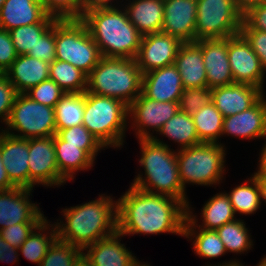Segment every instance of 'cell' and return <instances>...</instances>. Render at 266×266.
<instances>
[{"instance_id": "obj_1", "label": "cell", "mask_w": 266, "mask_h": 266, "mask_svg": "<svg viewBox=\"0 0 266 266\" xmlns=\"http://www.w3.org/2000/svg\"><path fill=\"white\" fill-rule=\"evenodd\" d=\"M117 201V231L134 234L174 233L183 236L187 207L178 199L130 185Z\"/></svg>"}, {"instance_id": "obj_2", "label": "cell", "mask_w": 266, "mask_h": 266, "mask_svg": "<svg viewBox=\"0 0 266 266\" xmlns=\"http://www.w3.org/2000/svg\"><path fill=\"white\" fill-rule=\"evenodd\" d=\"M99 195L82 205L62 210L63 221L55 223L58 239L84 250L117 231V201Z\"/></svg>"}, {"instance_id": "obj_3", "label": "cell", "mask_w": 266, "mask_h": 266, "mask_svg": "<svg viewBox=\"0 0 266 266\" xmlns=\"http://www.w3.org/2000/svg\"><path fill=\"white\" fill-rule=\"evenodd\" d=\"M138 141L141 150L139 163L144 168L145 177L138 174L131 185L149 193L176 198L187 207L189 201L181 185L176 151L157 136Z\"/></svg>"}, {"instance_id": "obj_4", "label": "cell", "mask_w": 266, "mask_h": 266, "mask_svg": "<svg viewBox=\"0 0 266 266\" xmlns=\"http://www.w3.org/2000/svg\"><path fill=\"white\" fill-rule=\"evenodd\" d=\"M81 20L86 24L102 57L135 59L143 35L130 22L124 8L90 10Z\"/></svg>"}, {"instance_id": "obj_5", "label": "cell", "mask_w": 266, "mask_h": 266, "mask_svg": "<svg viewBox=\"0 0 266 266\" xmlns=\"http://www.w3.org/2000/svg\"><path fill=\"white\" fill-rule=\"evenodd\" d=\"M142 72L135 59L102 57L87 76V89L130 105L142 92Z\"/></svg>"}, {"instance_id": "obj_6", "label": "cell", "mask_w": 266, "mask_h": 266, "mask_svg": "<svg viewBox=\"0 0 266 266\" xmlns=\"http://www.w3.org/2000/svg\"><path fill=\"white\" fill-rule=\"evenodd\" d=\"M129 106L123 101L85 91L82 125L108 148L123 146Z\"/></svg>"}, {"instance_id": "obj_7", "label": "cell", "mask_w": 266, "mask_h": 266, "mask_svg": "<svg viewBox=\"0 0 266 266\" xmlns=\"http://www.w3.org/2000/svg\"><path fill=\"white\" fill-rule=\"evenodd\" d=\"M223 144L201 143L189 148L177 149L181 185L198 184L212 186L222 182L225 170V150Z\"/></svg>"}, {"instance_id": "obj_8", "label": "cell", "mask_w": 266, "mask_h": 266, "mask_svg": "<svg viewBox=\"0 0 266 266\" xmlns=\"http://www.w3.org/2000/svg\"><path fill=\"white\" fill-rule=\"evenodd\" d=\"M56 60L68 62L87 75L102 55L81 19L55 21Z\"/></svg>"}, {"instance_id": "obj_9", "label": "cell", "mask_w": 266, "mask_h": 266, "mask_svg": "<svg viewBox=\"0 0 266 266\" xmlns=\"http://www.w3.org/2000/svg\"><path fill=\"white\" fill-rule=\"evenodd\" d=\"M196 9L195 42L240 33L243 14L232 0H197Z\"/></svg>"}, {"instance_id": "obj_10", "label": "cell", "mask_w": 266, "mask_h": 266, "mask_svg": "<svg viewBox=\"0 0 266 266\" xmlns=\"http://www.w3.org/2000/svg\"><path fill=\"white\" fill-rule=\"evenodd\" d=\"M6 125L7 128L3 131L20 138L54 136L56 134L55 111L52 107L32 100L25 93H18ZM11 130L17 131L18 134Z\"/></svg>"}, {"instance_id": "obj_11", "label": "cell", "mask_w": 266, "mask_h": 266, "mask_svg": "<svg viewBox=\"0 0 266 266\" xmlns=\"http://www.w3.org/2000/svg\"><path fill=\"white\" fill-rule=\"evenodd\" d=\"M178 111L179 102H157L141 92L129 105L128 116H131V127L137 130L136 137L140 140L153 138L154 131L159 132Z\"/></svg>"}, {"instance_id": "obj_12", "label": "cell", "mask_w": 266, "mask_h": 266, "mask_svg": "<svg viewBox=\"0 0 266 266\" xmlns=\"http://www.w3.org/2000/svg\"><path fill=\"white\" fill-rule=\"evenodd\" d=\"M29 189L36 184L61 186L66 180L59 174L54 136L29 139Z\"/></svg>"}, {"instance_id": "obj_13", "label": "cell", "mask_w": 266, "mask_h": 266, "mask_svg": "<svg viewBox=\"0 0 266 266\" xmlns=\"http://www.w3.org/2000/svg\"><path fill=\"white\" fill-rule=\"evenodd\" d=\"M228 60L234 83L252 85L264 90L266 71L259 57L240 33L228 38Z\"/></svg>"}, {"instance_id": "obj_14", "label": "cell", "mask_w": 266, "mask_h": 266, "mask_svg": "<svg viewBox=\"0 0 266 266\" xmlns=\"http://www.w3.org/2000/svg\"><path fill=\"white\" fill-rule=\"evenodd\" d=\"M181 44L179 39L162 32L144 35L135 57L136 64L142 74L172 65Z\"/></svg>"}, {"instance_id": "obj_15", "label": "cell", "mask_w": 266, "mask_h": 266, "mask_svg": "<svg viewBox=\"0 0 266 266\" xmlns=\"http://www.w3.org/2000/svg\"><path fill=\"white\" fill-rule=\"evenodd\" d=\"M31 192L22 187L0 192V230L20 223H41L46 218L37 203L30 201Z\"/></svg>"}, {"instance_id": "obj_16", "label": "cell", "mask_w": 266, "mask_h": 266, "mask_svg": "<svg viewBox=\"0 0 266 266\" xmlns=\"http://www.w3.org/2000/svg\"><path fill=\"white\" fill-rule=\"evenodd\" d=\"M1 130L0 155L8 178L15 187L29 189V139Z\"/></svg>"}, {"instance_id": "obj_17", "label": "cell", "mask_w": 266, "mask_h": 266, "mask_svg": "<svg viewBox=\"0 0 266 266\" xmlns=\"http://www.w3.org/2000/svg\"><path fill=\"white\" fill-rule=\"evenodd\" d=\"M197 0H164L161 32L182 43L195 42Z\"/></svg>"}, {"instance_id": "obj_18", "label": "cell", "mask_w": 266, "mask_h": 266, "mask_svg": "<svg viewBox=\"0 0 266 266\" xmlns=\"http://www.w3.org/2000/svg\"><path fill=\"white\" fill-rule=\"evenodd\" d=\"M207 75V87L213 89L234 83L228 60V38L200 40Z\"/></svg>"}, {"instance_id": "obj_19", "label": "cell", "mask_w": 266, "mask_h": 266, "mask_svg": "<svg viewBox=\"0 0 266 266\" xmlns=\"http://www.w3.org/2000/svg\"><path fill=\"white\" fill-rule=\"evenodd\" d=\"M183 89L180 73L174 64L142 76V93L157 102H179Z\"/></svg>"}, {"instance_id": "obj_20", "label": "cell", "mask_w": 266, "mask_h": 266, "mask_svg": "<svg viewBox=\"0 0 266 266\" xmlns=\"http://www.w3.org/2000/svg\"><path fill=\"white\" fill-rule=\"evenodd\" d=\"M211 92L212 102L223 117L248 110L265 94L258 87L240 83L215 87Z\"/></svg>"}, {"instance_id": "obj_21", "label": "cell", "mask_w": 266, "mask_h": 266, "mask_svg": "<svg viewBox=\"0 0 266 266\" xmlns=\"http://www.w3.org/2000/svg\"><path fill=\"white\" fill-rule=\"evenodd\" d=\"M242 139H266V99L265 95L251 108L223 118V135Z\"/></svg>"}, {"instance_id": "obj_22", "label": "cell", "mask_w": 266, "mask_h": 266, "mask_svg": "<svg viewBox=\"0 0 266 266\" xmlns=\"http://www.w3.org/2000/svg\"><path fill=\"white\" fill-rule=\"evenodd\" d=\"M40 0H5L0 10V28L12 30L35 23H54Z\"/></svg>"}, {"instance_id": "obj_23", "label": "cell", "mask_w": 266, "mask_h": 266, "mask_svg": "<svg viewBox=\"0 0 266 266\" xmlns=\"http://www.w3.org/2000/svg\"><path fill=\"white\" fill-rule=\"evenodd\" d=\"M121 237L123 235L116 231L113 235L88 245L83 250L87 254L83 253L93 266H140L142 263L120 242Z\"/></svg>"}, {"instance_id": "obj_24", "label": "cell", "mask_w": 266, "mask_h": 266, "mask_svg": "<svg viewBox=\"0 0 266 266\" xmlns=\"http://www.w3.org/2000/svg\"><path fill=\"white\" fill-rule=\"evenodd\" d=\"M174 65L180 73L184 88L207 87V75L202 49L196 42L181 44Z\"/></svg>"}, {"instance_id": "obj_25", "label": "cell", "mask_w": 266, "mask_h": 266, "mask_svg": "<svg viewBox=\"0 0 266 266\" xmlns=\"http://www.w3.org/2000/svg\"><path fill=\"white\" fill-rule=\"evenodd\" d=\"M50 64L28 55H18L5 71L7 78L18 93H25L31 87L49 79Z\"/></svg>"}, {"instance_id": "obj_26", "label": "cell", "mask_w": 266, "mask_h": 266, "mask_svg": "<svg viewBox=\"0 0 266 266\" xmlns=\"http://www.w3.org/2000/svg\"><path fill=\"white\" fill-rule=\"evenodd\" d=\"M190 205L187 206V217L184 227H196L208 230H217L226 223L236 220L235 212L230 203L229 196L225 192L217 193L211 199L209 198L206 204L201 209L203 217L202 226L198 225L196 215L190 211ZM193 214V215H192Z\"/></svg>"}, {"instance_id": "obj_27", "label": "cell", "mask_w": 266, "mask_h": 266, "mask_svg": "<svg viewBox=\"0 0 266 266\" xmlns=\"http://www.w3.org/2000/svg\"><path fill=\"white\" fill-rule=\"evenodd\" d=\"M123 8L128 19L144 36L161 32L164 0H130Z\"/></svg>"}, {"instance_id": "obj_28", "label": "cell", "mask_w": 266, "mask_h": 266, "mask_svg": "<svg viewBox=\"0 0 266 266\" xmlns=\"http://www.w3.org/2000/svg\"><path fill=\"white\" fill-rule=\"evenodd\" d=\"M54 146L59 174L66 181L74 179L75 172L93 167L95 160L80 149V146L65 145V141L57 134L54 135Z\"/></svg>"}, {"instance_id": "obj_29", "label": "cell", "mask_w": 266, "mask_h": 266, "mask_svg": "<svg viewBox=\"0 0 266 266\" xmlns=\"http://www.w3.org/2000/svg\"><path fill=\"white\" fill-rule=\"evenodd\" d=\"M36 230H38V232ZM48 230L51 231L49 232ZM45 231L48 232L46 233ZM57 238L55 224H50L47 218H45L18 249L28 261L36 263L39 266L48 249Z\"/></svg>"}, {"instance_id": "obj_30", "label": "cell", "mask_w": 266, "mask_h": 266, "mask_svg": "<svg viewBox=\"0 0 266 266\" xmlns=\"http://www.w3.org/2000/svg\"><path fill=\"white\" fill-rule=\"evenodd\" d=\"M159 134L180 144V148H189L201 144L192 115L178 111L161 128Z\"/></svg>"}, {"instance_id": "obj_31", "label": "cell", "mask_w": 266, "mask_h": 266, "mask_svg": "<svg viewBox=\"0 0 266 266\" xmlns=\"http://www.w3.org/2000/svg\"><path fill=\"white\" fill-rule=\"evenodd\" d=\"M84 109L85 92L65 93L54 107L56 133L62 129L82 125Z\"/></svg>"}, {"instance_id": "obj_32", "label": "cell", "mask_w": 266, "mask_h": 266, "mask_svg": "<svg viewBox=\"0 0 266 266\" xmlns=\"http://www.w3.org/2000/svg\"><path fill=\"white\" fill-rule=\"evenodd\" d=\"M192 118L201 143H220L224 117L213 102L193 113Z\"/></svg>"}, {"instance_id": "obj_33", "label": "cell", "mask_w": 266, "mask_h": 266, "mask_svg": "<svg viewBox=\"0 0 266 266\" xmlns=\"http://www.w3.org/2000/svg\"><path fill=\"white\" fill-rule=\"evenodd\" d=\"M87 74L72 64L60 60L50 63L49 79L65 93H83L87 89Z\"/></svg>"}, {"instance_id": "obj_34", "label": "cell", "mask_w": 266, "mask_h": 266, "mask_svg": "<svg viewBox=\"0 0 266 266\" xmlns=\"http://www.w3.org/2000/svg\"><path fill=\"white\" fill-rule=\"evenodd\" d=\"M183 236L195 239L192 244L194 252L199 257L214 259L227 253L216 230L198 228L196 231V227H184Z\"/></svg>"}, {"instance_id": "obj_35", "label": "cell", "mask_w": 266, "mask_h": 266, "mask_svg": "<svg viewBox=\"0 0 266 266\" xmlns=\"http://www.w3.org/2000/svg\"><path fill=\"white\" fill-rule=\"evenodd\" d=\"M230 203L233 206L235 214H254L260 206V190L257 184V179L252 175V178L245 181L243 184L233 188L229 193Z\"/></svg>"}, {"instance_id": "obj_36", "label": "cell", "mask_w": 266, "mask_h": 266, "mask_svg": "<svg viewBox=\"0 0 266 266\" xmlns=\"http://www.w3.org/2000/svg\"><path fill=\"white\" fill-rule=\"evenodd\" d=\"M217 233L227 252L242 254L251 249L253 240L243 220H234L218 228Z\"/></svg>"}, {"instance_id": "obj_37", "label": "cell", "mask_w": 266, "mask_h": 266, "mask_svg": "<svg viewBox=\"0 0 266 266\" xmlns=\"http://www.w3.org/2000/svg\"><path fill=\"white\" fill-rule=\"evenodd\" d=\"M56 134L65 141V145L80 146V149L84 150L93 160L97 153L104 149L98 139L83 125L59 130Z\"/></svg>"}, {"instance_id": "obj_38", "label": "cell", "mask_w": 266, "mask_h": 266, "mask_svg": "<svg viewBox=\"0 0 266 266\" xmlns=\"http://www.w3.org/2000/svg\"><path fill=\"white\" fill-rule=\"evenodd\" d=\"M54 23H35L20 26L9 31L11 40L18 55H26Z\"/></svg>"}, {"instance_id": "obj_39", "label": "cell", "mask_w": 266, "mask_h": 266, "mask_svg": "<svg viewBox=\"0 0 266 266\" xmlns=\"http://www.w3.org/2000/svg\"><path fill=\"white\" fill-rule=\"evenodd\" d=\"M82 253L81 248L57 238L39 266H73Z\"/></svg>"}, {"instance_id": "obj_40", "label": "cell", "mask_w": 266, "mask_h": 266, "mask_svg": "<svg viewBox=\"0 0 266 266\" xmlns=\"http://www.w3.org/2000/svg\"><path fill=\"white\" fill-rule=\"evenodd\" d=\"M48 15L57 20L82 19V0H40Z\"/></svg>"}, {"instance_id": "obj_41", "label": "cell", "mask_w": 266, "mask_h": 266, "mask_svg": "<svg viewBox=\"0 0 266 266\" xmlns=\"http://www.w3.org/2000/svg\"><path fill=\"white\" fill-rule=\"evenodd\" d=\"M210 103L212 92L208 87L184 88L179 100V110L192 115Z\"/></svg>"}, {"instance_id": "obj_42", "label": "cell", "mask_w": 266, "mask_h": 266, "mask_svg": "<svg viewBox=\"0 0 266 266\" xmlns=\"http://www.w3.org/2000/svg\"><path fill=\"white\" fill-rule=\"evenodd\" d=\"M25 94L38 103L54 108L65 95V91L55 81L47 79L31 87Z\"/></svg>"}, {"instance_id": "obj_43", "label": "cell", "mask_w": 266, "mask_h": 266, "mask_svg": "<svg viewBox=\"0 0 266 266\" xmlns=\"http://www.w3.org/2000/svg\"><path fill=\"white\" fill-rule=\"evenodd\" d=\"M56 43H55V22L40 37L33 49L26 54L30 57L46 61L49 64L56 60Z\"/></svg>"}, {"instance_id": "obj_44", "label": "cell", "mask_w": 266, "mask_h": 266, "mask_svg": "<svg viewBox=\"0 0 266 266\" xmlns=\"http://www.w3.org/2000/svg\"><path fill=\"white\" fill-rule=\"evenodd\" d=\"M17 95L18 92L5 72H0V122L3 120L2 123H7Z\"/></svg>"}, {"instance_id": "obj_45", "label": "cell", "mask_w": 266, "mask_h": 266, "mask_svg": "<svg viewBox=\"0 0 266 266\" xmlns=\"http://www.w3.org/2000/svg\"><path fill=\"white\" fill-rule=\"evenodd\" d=\"M40 223H20L0 230L2 238L11 246L19 248Z\"/></svg>"}, {"instance_id": "obj_46", "label": "cell", "mask_w": 266, "mask_h": 266, "mask_svg": "<svg viewBox=\"0 0 266 266\" xmlns=\"http://www.w3.org/2000/svg\"><path fill=\"white\" fill-rule=\"evenodd\" d=\"M240 34L250 44L251 49L259 57L260 63L266 71V31L240 29Z\"/></svg>"}, {"instance_id": "obj_47", "label": "cell", "mask_w": 266, "mask_h": 266, "mask_svg": "<svg viewBox=\"0 0 266 266\" xmlns=\"http://www.w3.org/2000/svg\"><path fill=\"white\" fill-rule=\"evenodd\" d=\"M241 29L266 31V1L250 8L243 14Z\"/></svg>"}, {"instance_id": "obj_48", "label": "cell", "mask_w": 266, "mask_h": 266, "mask_svg": "<svg viewBox=\"0 0 266 266\" xmlns=\"http://www.w3.org/2000/svg\"><path fill=\"white\" fill-rule=\"evenodd\" d=\"M17 56L9 31L0 28V72H5Z\"/></svg>"}, {"instance_id": "obj_49", "label": "cell", "mask_w": 266, "mask_h": 266, "mask_svg": "<svg viewBox=\"0 0 266 266\" xmlns=\"http://www.w3.org/2000/svg\"><path fill=\"white\" fill-rule=\"evenodd\" d=\"M19 249L16 247L11 246L9 243H7L2 236L0 235V261L1 262H13L15 263L18 261V254Z\"/></svg>"}, {"instance_id": "obj_50", "label": "cell", "mask_w": 266, "mask_h": 266, "mask_svg": "<svg viewBox=\"0 0 266 266\" xmlns=\"http://www.w3.org/2000/svg\"><path fill=\"white\" fill-rule=\"evenodd\" d=\"M112 0H82L83 2V15L94 9L99 8H116L111 2ZM114 1V0H113Z\"/></svg>"}, {"instance_id": "obj_51", "label": "cell", "mask_w": 266, "mask_h": 266, "mask_svg": "<svg viewBox=\"0 0 266 266\" xmlns=\"http://www.w3.org/2000/svg\"><path fill=\"white\" fill-rule=\"evenodd\" d=\"M238 10L245 14L250 8L265 2L266 0H232Z\"/></svg>"}, {"instance_id": "obj_52", "label": "cell", "mask_w": 266, "mask_h": 266, "mask_svg": "<svg viewBox=\"0 0 266 266\" xmlns=\"http://www.w3.org/2000/svg\"><path fill=\"white\" fill-rule=\"evenodd\" d=\"M15 186L10 182L5 167L2 163L0 155V192L14 188Z\"/></svg>"}, {"instance_id": "obj_53", "label": "cell", "mask_w": 266, "mask_h": 266, "mask_svg": "<svg viewBox=\"0 0 266 266\" xmlns=\"http://www.w3.org/2000/svg\"><path fill=\"white\" fill-rule=\"evenodd\" d=\"M260 190V199L266 203V174H254Z\"/></svg>"}, {"instance_id": "obj_54", "label": "cell", "mask_w": 266, "mask_h": 266, "mask_svg": "<svg viewBox=\"0 0 266 266\" xmlns=\"http://www.w3.org/2000/svg\"><path fill=\"white\" fill-rule=\"evenodd\" d=\"M266 142V141H265ZM258 163V170L254 174H266V144L262 147Z\"/></svg>"}, {"instance_id": "obj_55", "label": "cell", "mask_w": 266, "mask_h": 266, "mask_svg": "<svg viewBox=\"0 0 266 266\" xmlns=\"http://www.w3.org/2000/svg\"><path fill=\"white\" fill-rule=\"evenodd\" d=\"M73 266H93L91 261L82 253Z\"/></svg>"}, {"instance_id": "obj_56", "label": "cell", "mask_w": 266, "mask_h": 266, "mask_svg": "<svg viewBox=\"0 0 266 266\" xmlns=\"http://www.w3.org/2000/svg\"><path fill=\"white\" fill-rule=\"evenodd\" d=\"M214 266H244V265L235 259V260H232V261L230 260L228 263L227 262H225V263L223 262L220 265H214Z\"/></svg>"}, {"instance_id": "obj_57", "label": "cell", "mask_w": 266, "mask_h": 266, "mask_svg": "<svg viewBox=\"0 0 266 266\" xmlns=\"http://www.w3.org/2000/svg\"><path fill=\"white\" fill-rule=\"evenodd\" d=\"M257 266H266V256L262 258V260L258 263Z\"/></svg>"}, {"instance_id": "obj_58", "label": "cell", "mask_w": 266, "mask_h": 266, "mask_svg": "<svg viewBox=\"0 0 266 266\" xmlns=\"http://www.w3.org/2000/svg\"><path fill=\"white\" fill-rule=\"evenodd\" d=\"M4 1L5 0H0V10H1V7L3 6Z\"/></svg>"}, {"instance_id": "obj_59", "label": "cell", "mask_w": 266, "mask_h": 266, "mask_svg": "<svg viewBox=\"0 0 266 266\" xmlns=\"http://www.w3.org/2000/svg\"><path fill=\"white\" fill-rule=\"evenodd\" d=\"M140 266H150V264L142 263Z\"/></svg>"}]
</instances>
